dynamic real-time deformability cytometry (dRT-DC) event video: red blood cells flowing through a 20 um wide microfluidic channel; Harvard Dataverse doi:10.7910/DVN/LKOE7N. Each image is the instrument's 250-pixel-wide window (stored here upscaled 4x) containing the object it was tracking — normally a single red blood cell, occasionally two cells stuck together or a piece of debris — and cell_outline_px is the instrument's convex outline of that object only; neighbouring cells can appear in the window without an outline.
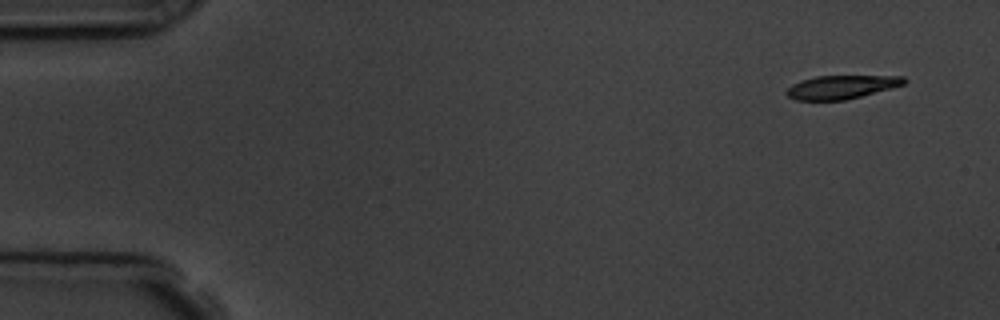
{"species": "common noctule bat (a hibernating species)", "species_latin": "Nyctalus noctula", "temperature_condition": "room temperature", "stored_images_in_passage": 16, "camera_frame_rate_fps": 3000, "um_per_image_px": 0.085, "animal": {"sex": "male", "body_mass_g": 19.5, "forearm_length_mm": 54.6}, "frame": {"image": 1, "passage_image": 1, "time_ms": 0.0, "image_size_px": [1000, 320], "cell_outline_px": [[908, 80], [904, 84], [892, 88], [844, 100], [796, 100], [788, 96], [784, 92], [792, 84], [800, 80], [816, 76], [904, 76]], "centroid_in_image_um": [71.51, 7.39], "position_along_channel_um": 13.5, "area_um2": 16.07}}
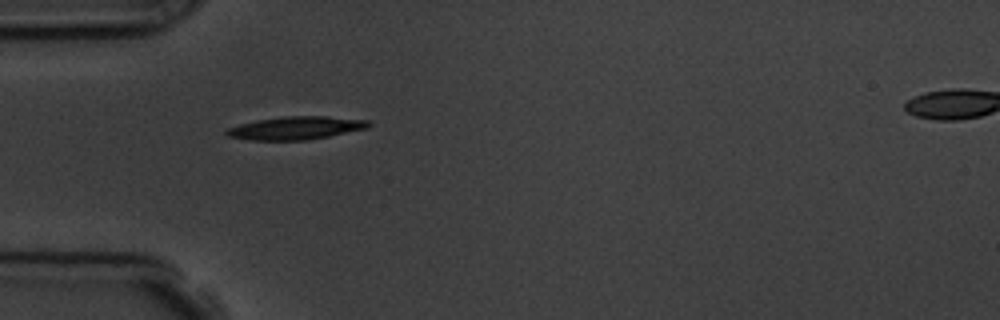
{"frame": {"image": 2, "passage_image": 5, "time_ms": 4.333, "image_size_px": [1000, 320], "cell_outline_px": [[372, 124], [368, 128], [308, 140], [252, 140], [228, 136], [224, 132], [228, 128], [240, 124], [256, 120], [284, 116], [328, 116], [368, 120]], "centroid_in_image_um": [25.16, 10.87], "position_along_channel_um": 59.8, "area_um2": 19.02}}
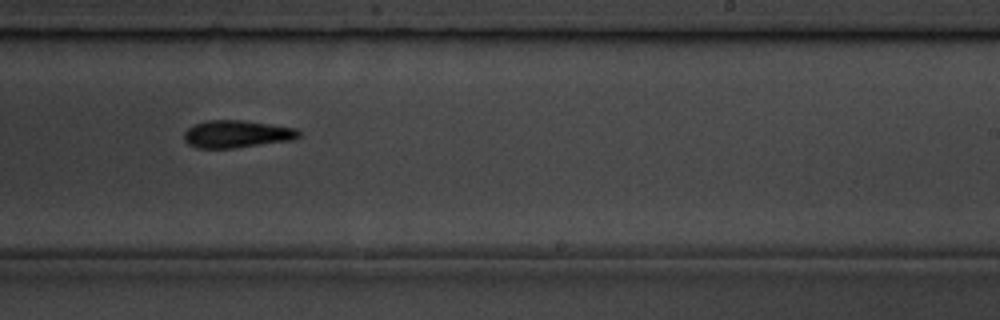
{"frame": {"image": 3, "passage_image": 10, "time_ms": 10.0, "image_size_px": [1000, 320], "cell_outline_px": [[300, 136], [292, 140], [232, 148], [196, 148], [188, 144], [184, 140], [184, 132], [192, 124], [204, 120], [240, 120], [296, 128], [300, 132]], "centroid_in_image_um": [20.07, 11.39], "position_along_channel_um": 268.9, "area_um2": 18.32}, "authors_computed_cell_mechanics": {"area_um2": 17.7446, "velocity_mm_per_s": 3.7465, "shape_relaxation_time_tau1_ms": 3.3582, "shape_relaxation_time_tau2_ms": 7.1725, "deformation_change_tau1": 0.103, "deformation_change_tau2": 0.1728}}